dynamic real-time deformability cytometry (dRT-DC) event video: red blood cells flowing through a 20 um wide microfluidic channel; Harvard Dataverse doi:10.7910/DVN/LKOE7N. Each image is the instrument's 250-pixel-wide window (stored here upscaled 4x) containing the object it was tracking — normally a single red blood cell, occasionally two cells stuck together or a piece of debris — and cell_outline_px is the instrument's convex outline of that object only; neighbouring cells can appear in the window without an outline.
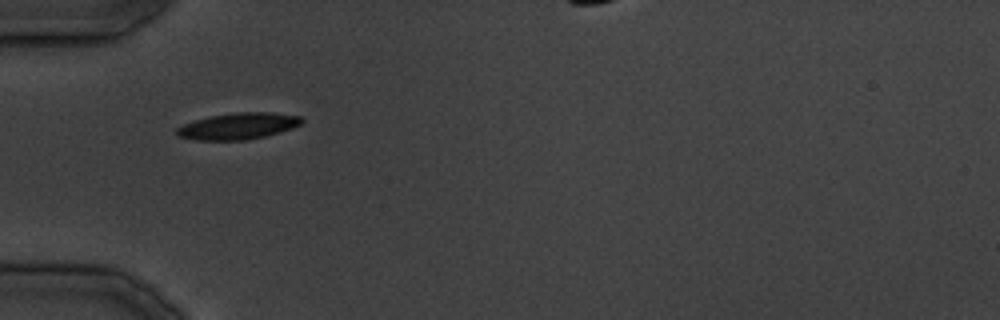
{"species": "common noctule bat (a hibernating species)", "species_latin": "Nyctalus noctula", "temperature_condition": "cold", "stored_images_in_passage": 23, "camera_frame_rate_fps": 3000, "um_per_image_px": 0.085, "animal": {"sex": "male", "body_mass_g": 19.5, "forearm_length_mm": 54.6}, "frame": {"image": 1, "passage_image": 1, "time_ms": 0.0, "image_size_px": [1000, 320], "cell_outline_px": [[304, 120], [300, 124], [292, 128], [280, 132], [264, 136], [244, 140], [196, 140], [176, 136], [176, 128], [184, 124], [196, 120], [212, 116], [236, 112], [272, 112], [300, 116]], "centroid_in_image_um": [20.24, 10.72], "position_along_channel_um": 64.8, "area_um2": 19.13}}
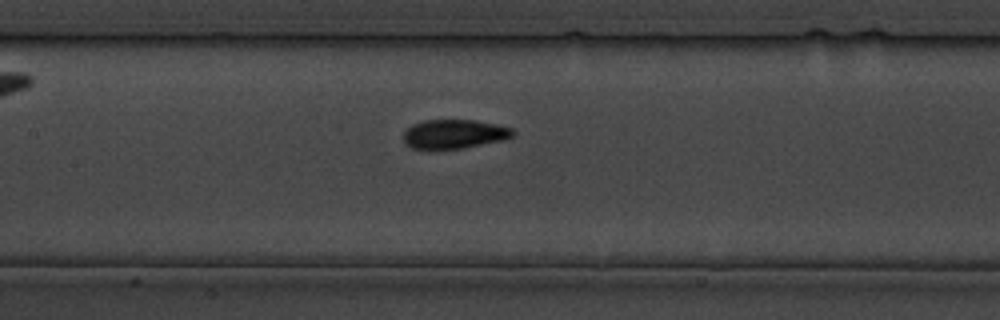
{"frame": {"image": 2, "passage_image": 7, "time_ms": 7.0, "image_size_px": [1000, 320], "cell_outline_px": [[516, 132], [512, 136], [504, 140], [464, 148], [412, 148], [404, 144], [404, 132], [412, 124], [424, 120], [476, 120], [496, 124], [512, 128]], "centroid_in_image_um": [38.63, 11.38], "position_along_channel_um": 168.8, "area_um2": 18.5}}
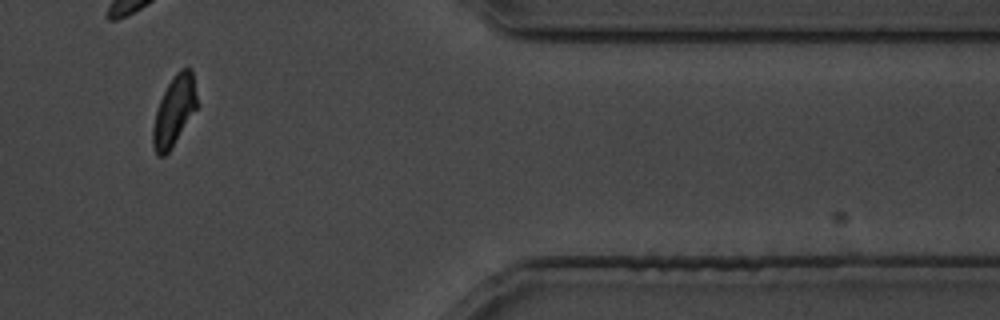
{"frame": {"image": 3, "passage_image": 20, "time_ms": 23.667, "image_size_px": [1000, 320], "cell_outline_px": [[196, 108], [168, 152], [164, 156], [156, 156], [152, 144], [152, 128], [156, 112], [160, 100], [172, 76], [180, 68], [192, 68], [196, 96]], "centroid_in_image_um": [14.77, 9.41], "position_along_channel_um": 396.6, "area_um2": 17.51}}